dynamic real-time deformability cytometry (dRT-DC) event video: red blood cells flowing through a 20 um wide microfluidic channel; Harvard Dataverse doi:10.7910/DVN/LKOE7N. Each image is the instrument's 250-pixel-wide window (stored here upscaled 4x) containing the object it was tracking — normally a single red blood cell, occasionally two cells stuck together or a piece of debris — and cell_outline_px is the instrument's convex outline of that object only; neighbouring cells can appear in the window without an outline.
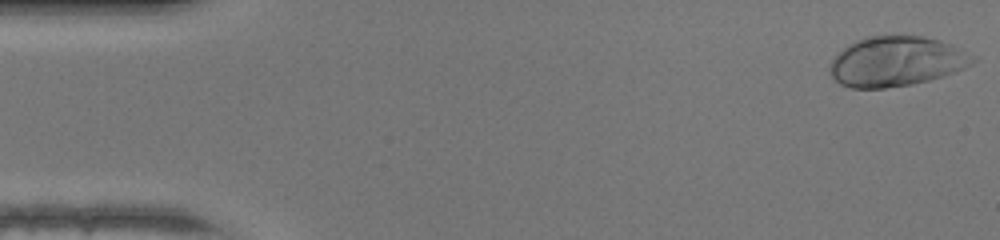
{"species": "human", "species_latin": "Homo sapiens", "temperature_condition": "warm", "stored_images_in_passage": 47, "camera_frame_rate_fps": 3000, "um_per_image_px": 0.085, "donor": {"sex": "female"}, "frame": {"image": 1, "passage_image": 1, "time_ms": 0.0, "image_size_px": [1000, 240], "cell_outline_px": [[976, 60], [972, 64], [956, 72], [944, 76], [912, 84], [884, 88], [852, 88], [840, 84], [832, 76], [828, 68], [832, 60], [848, 44], [864, 36], [924, 36], [940, 40], [952, 44]], "centroid_in_image_um": [76.16, 5.22], "position_along_channel_um": 8.8, "area_um2": 41.33}}
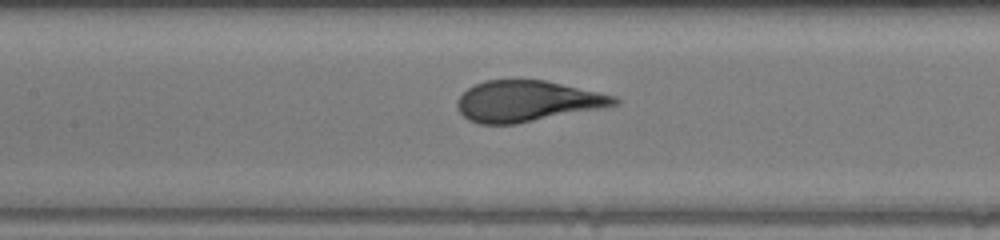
{"frame": {"image": 2, "passage_image": 21, "time_ms": 6.667, "image_size_px": [1000, 240], "cell_outline_px": [[620, 104], [600, 108], [516, 124], [480, 124], [468, 120], [460, 112], [456, 104], [456, 100], [468, 88], [476, 84], [488, 80], [544, 80], [616, 96], [620, 100]], "centroid_in_image_um": [44.79, 8.6], "position_along_channel_um": 162.6, "area_um2": 37.17}}
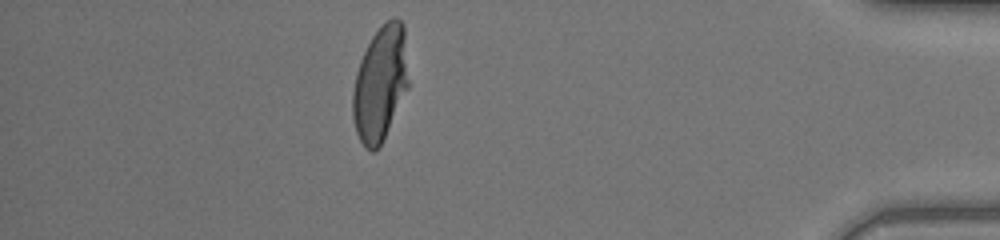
{"frame": {"image": 3, "passage_image": 41, "time_ms": 13.333, "image_size_px": [1000, 240], "cell_outline_px": [[408, 88], [380, 144], [372, 152], [364, 148], [356, 132], [352, 116], [352, 92], [356, 72], [360, 60], [372, 36], [392, 16], [396, 16], [404, 24], [408, 80]], "centroid_in_image_um": [32.3, 7.09], "position_along_channel_um": 402.9, "area_um2": 37.05}, "authors_computed_cell_mechanics": {"area_um2": 37.9168, "velocity_mm_per_s": 4.36, "shape_relaxation_time_tau1_ms": 4.2664, "shape_relaxation_time_tau2_ms": null, "deformation_change_tau1": 0.2361, "deformation_change_tau2": null}}